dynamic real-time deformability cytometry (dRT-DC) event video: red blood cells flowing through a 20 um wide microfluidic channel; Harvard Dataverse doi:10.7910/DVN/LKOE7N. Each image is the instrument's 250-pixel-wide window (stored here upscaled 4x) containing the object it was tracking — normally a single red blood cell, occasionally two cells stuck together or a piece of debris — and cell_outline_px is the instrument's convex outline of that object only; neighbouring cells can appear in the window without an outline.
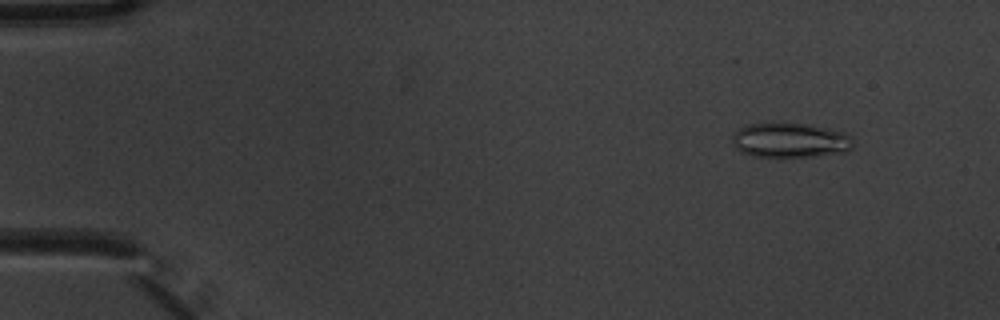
{"species": "common noctule bat (a hibernating species)", "species_latin": "Nyctalus noctula", "temperature_condition": "warm", "stored_images_in_passage": 4, "camera_frame_rate_fps": 3000, "um_per_image_px": 0.085, "animal": {"sex": "male", "body_mass_g": 20.1, "forearm_length_mm": 53.5}, "frame": {"image": 1, "passage_image": 1, "time_ms": 0.0, "image_size_px": [1000, 320], "cell_outline_px": [[852, 148], [844, 152], [816, 156], [756, 156], [740, 152], [736, 148], [732, 140], [732, 136], [740, 128], [748, 124], [808, 124], [828, 128], [844, 132], [852, 136]], "centroid_in_image_um": [67.19, 11.93], "position_along_channel_um": 17.8, "area_um2": 24.1}}
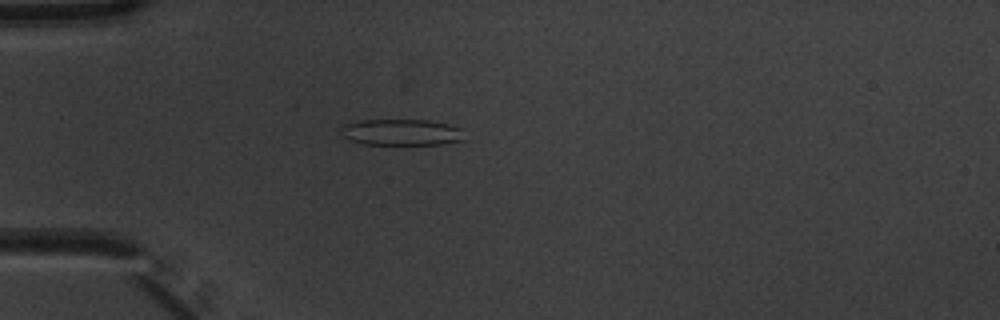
{"frame": {"image": 2, "passage_image": 4, "time_ms": 1.0, "image_size_px": [1000, 320], "cell_outline_px": [[464, 140], [444, 144], [364, 144], [348, 140], [340, 132], [340, 128], [344, 124], [356, 120], [428, 120], [448, 124], [464, 128]], "centroid_in_image_um": [34.14, 11.24], "position_along_channel_um": 50.9, "area_um2": 19.19}}